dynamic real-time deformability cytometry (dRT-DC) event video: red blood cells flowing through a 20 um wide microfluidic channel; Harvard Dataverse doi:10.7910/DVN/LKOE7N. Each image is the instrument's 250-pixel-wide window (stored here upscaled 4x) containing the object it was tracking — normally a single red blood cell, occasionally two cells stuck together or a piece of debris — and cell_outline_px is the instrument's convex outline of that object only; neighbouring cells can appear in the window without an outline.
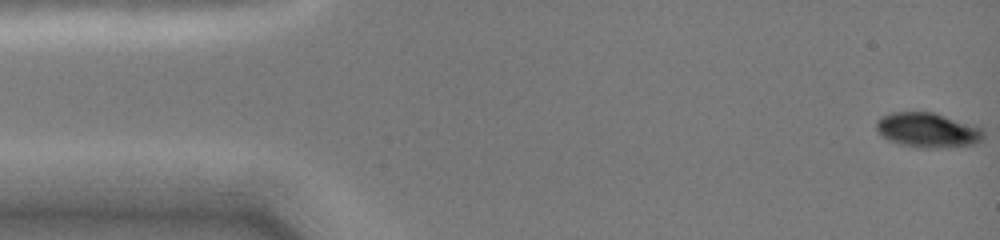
{"species": "common noctule bat (a hibernating species)", "species_latin": "Nyctalus noctula", "temperature_condition": "cold", "stored_images_in_passage": 15, "camera_frame_rate_fps": 3000, "um_per_image_px": 0.085, "animal": {"sex": "female", "body_mass_g": 19.0, "forearm_length_mm": 51.5}, "frame": {"image": 1, "passage_image": 1, "time_ms": 0.0, "image_size_px": [1000, 240], "cell_outline_px": [[984, 136], [976, 144], [944, 148], [916, 148], [900, 144], [888, 140], [876, 128], [876, 120], [892, 112], [936, 112], [976, 124], [984, 132]], "centroid_in_image_um": [78.91, 11.06], "position_along_channel_um": 6.1, "area_um2": 22.08}}
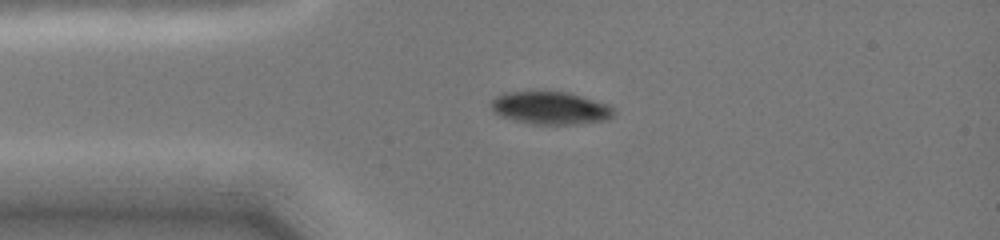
{"frame": {"image": 2, "passage_image": 11, "time_ms": 3.333, "image_size_px": [1000, 240], "cell_outline_px": [[616, 112], [612, 116], [604, 120], [576, 124], [528, 124], [500, 116], [492, 112], [492, 100], [496, 96], [504, 92], [568, 92], [608, 104]], "centroid_in_image_um": [46.76, 9.18], "position_along_channel_um": 38.2, "area_um2": 23.29}}